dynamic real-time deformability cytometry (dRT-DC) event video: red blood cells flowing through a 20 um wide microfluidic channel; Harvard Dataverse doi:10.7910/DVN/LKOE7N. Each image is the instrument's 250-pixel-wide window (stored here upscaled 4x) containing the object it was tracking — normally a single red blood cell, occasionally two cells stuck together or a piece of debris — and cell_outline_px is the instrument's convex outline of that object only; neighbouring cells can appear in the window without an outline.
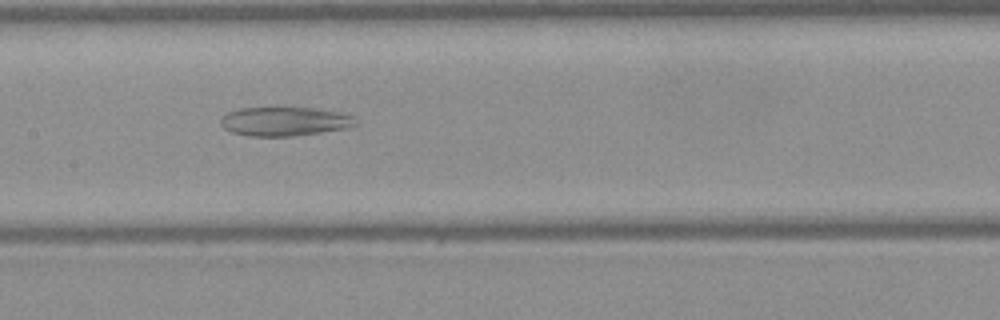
{"species": "Egyptian fruit bat (a non-hibernating species)", "species_latin": "Rousettus aegyptiacus", "temperature_condition": "warm", "stored_images_in_passage": 35, "camera_frame_rate_fps": 3000, "um_per_image_px": 0.085, "frame": {"image": 1, "passage_image": 10, "time_ms": 3.0, "image_size_px": [1000, 320], "cell_outline_px": [[356, 124], [348, 128], [296, 136], [248, 136], [232, 132], [224, 128], [220, 124], [220, 120], [228, 112], [240, 108], [312, 108], [336, 112], [352, 116]], "centroid_in_image_um": [24.16, 10.33], "position_along_channel_um": 183.2, "area_um2": 22.54}}
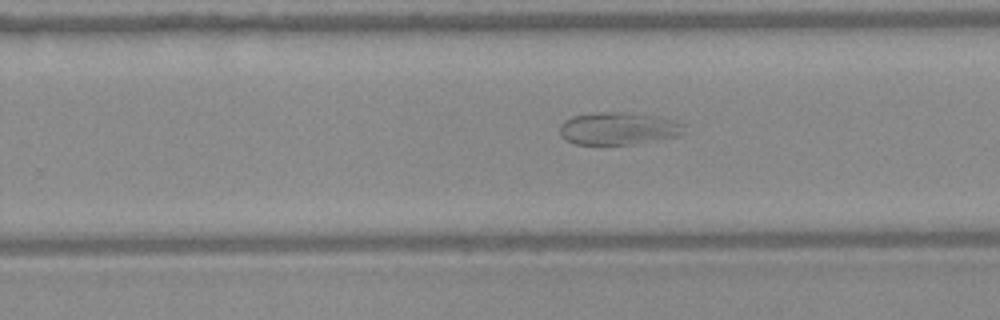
{"frame": {"image": 2, "passage_image": 17, "time_ms": 5.333, "image_size_px": [1000, 320], "cell_outline_px": [[684, 132], [680, 136], [632, 144], [576, 144], [560, 136], [560, 124], [564, 120], [572, 116], [596, 112], [624, 112], [656, 116], [676, 120], [684, 124]], "centroid_in_image_um": [52.57, 10.91], "position_along_channel_um": 277.2, "area_um2": 23.64}}
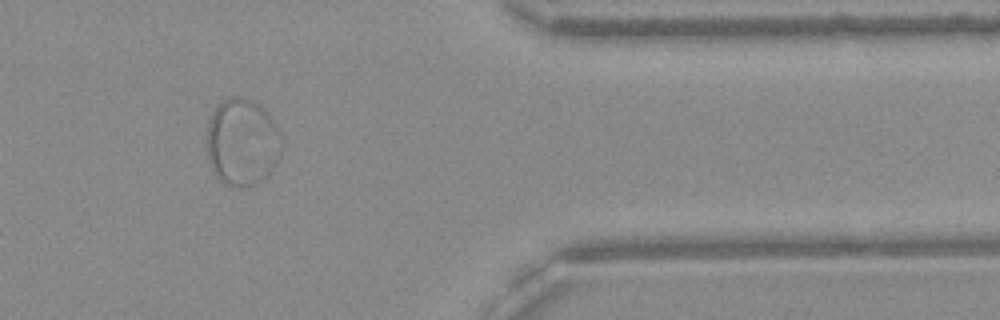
{"frame": {"image": 3, "passage_image": 27, "time_ms": 8.667, "image_size_px": [1000, 320], "cell_outline_px": [[284, 144], [276, 164], [268, 176], [256, 184], [244, 188], [240, 188], [228, 184], [220, 180], [212, 168], [208, 156], [208, 124], [212, 112], [224, 100], [232, 96], [240, 96], [260, 104], [272, 116], [276, 124]], "centroid_in_image_um": [20.64, 12.08], "position_along_channel_um": 390.8, "area_um2": 38.26}}